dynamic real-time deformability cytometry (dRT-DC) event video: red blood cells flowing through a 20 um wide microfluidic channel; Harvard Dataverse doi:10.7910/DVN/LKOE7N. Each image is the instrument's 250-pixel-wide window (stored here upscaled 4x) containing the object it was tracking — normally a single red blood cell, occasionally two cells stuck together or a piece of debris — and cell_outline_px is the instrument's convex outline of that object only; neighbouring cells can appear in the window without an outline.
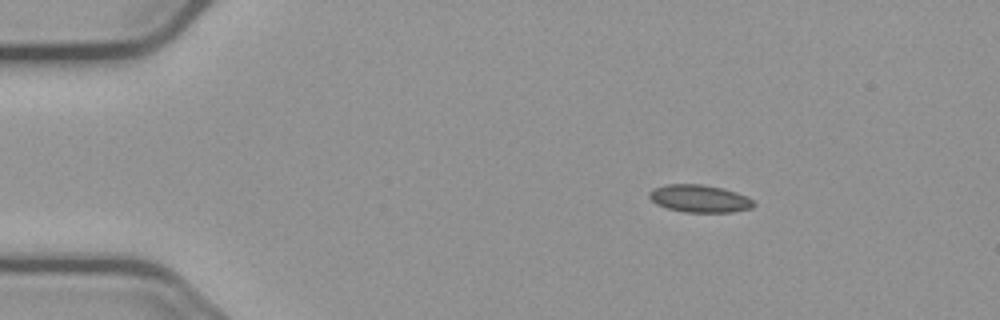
{"species": "common noctule bat (a hibernating species)", "species_latin": "Nyctalus noctula", "temperature_condition": "cold", "stored_images_in_passage": 48, "camera_frame_rate_fps": 3000, "um_per_image_px": 0.085, "animal": {"sex": "male", "body_mass_g": 23.1, "forearm_length_mm": 52.7}, "frame": {"image": 1, "passage_image": 1, "time_ms": 0.0, "image_size_px": [1000, 320], "cell_outline_px": [[756, 204], [752, 208], [732, 212], [684, 212], [668, 208], [656, 204], [648, 196], [648, 192], [652, 188], [668, 184], [700, 184], [724, 188], [736, 192], [752, 200]], "centroid_in_image_um": [59.44, 16.87], "position_along_channel_um": 25.6, "area_um2": 16.76}}
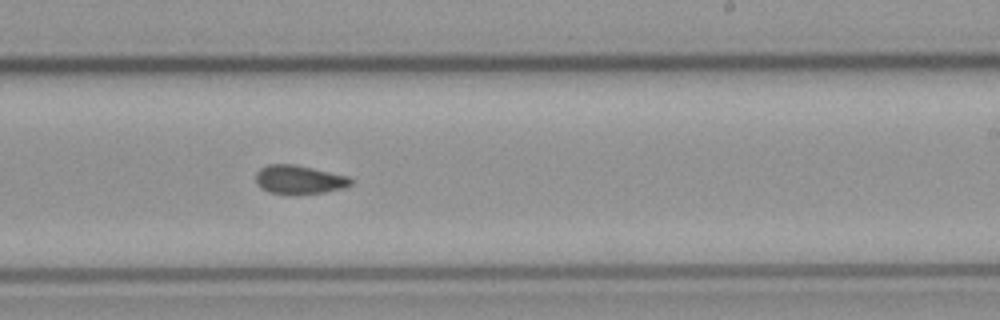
{"frame": {"image": 2, "passage_image": 26, "time_ms": 8.333, "image_size_px": [1000, 320], "cell_outline_px": [[352, 184], [344, 188], [324, 192], [268, 192], [260, 188], [256, 184], [256, 172], [260, 168], [268, 164], [292, 164], [312, 168], [348, 176], [352, 180]], "centroid_in_image_um": [25.41, 15.24], "position_along_channel_um": 263.6, "area_um2": 15.43}}
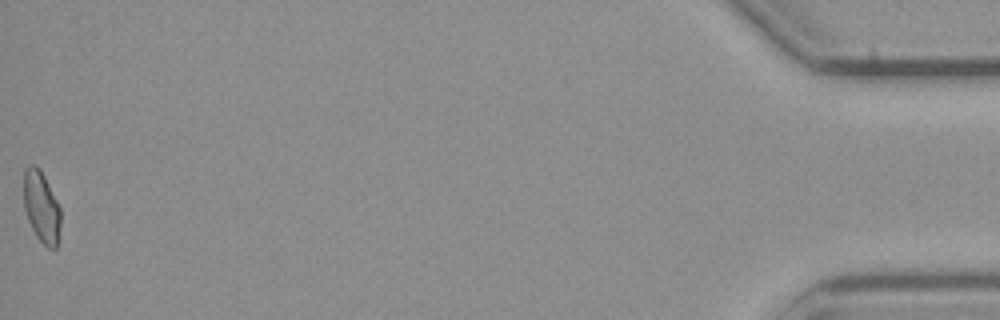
{"frame": {"image": 3, "passage_image": 48, "time_ms": 15.667, "image_size_px": [1000, 320], "cell_outline_px": [[60, 224], [56, 248], [48, 248], [36, 236], [28, 220], [24, 208], [24, 168], [32, 164], [36, 164], [40, 168], [60, 208]], "centroid_in_image_um": [3.5, 17.56], "position_along_channel_um": 431.7, "area_um2": 15.2}, "authors_computed_cell_mechanics": {"area_um2": 15.8083, "velocity_mm_per_s": 3.7119, "shape_relaxation_time_tau1_ms": null, "shape_relaxation_time_tau2_ms": 2.7992, "deformation_change_tau1": null, "deformation_change_tau2": 0.0673}}